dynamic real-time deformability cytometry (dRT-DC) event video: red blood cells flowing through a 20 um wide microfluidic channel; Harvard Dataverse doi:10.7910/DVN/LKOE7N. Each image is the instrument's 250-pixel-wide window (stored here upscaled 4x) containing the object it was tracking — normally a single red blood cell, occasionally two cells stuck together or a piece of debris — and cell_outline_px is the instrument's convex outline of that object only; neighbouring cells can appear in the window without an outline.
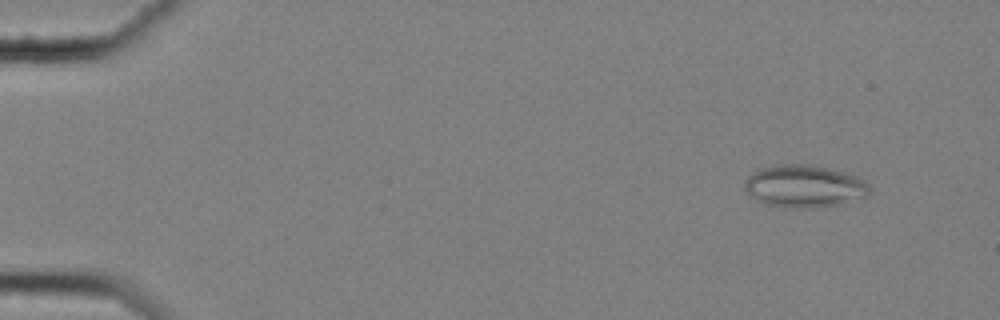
{"species": "common noctule bat (a hibernating species)", "species_latin": "Nyctalus noctula", "temperature_condition": "cold", "stored_images_in_passage": 56, "camera_frame_rate_fps": 3000, "um_per_image_px": 0.085, "animal": {"sex": "female", "body_mass_g": 25.1}, "frame": {"image": 1, "passage_image": 3, "time_ms": 0.667, "image_size_px": [1000, 320], "cell_outline_px": [[868, 196], [844, 204], [812, 208], [788, 208], [764, 204], [748, 196], [744, 188], [744, 180], [748, 176], [764, 168], [796, 164], [800, 164], [824, 168], [856, 176], [864, 180], [868, 184]], "centroid_in_image_um": [68.35, 15.88], "position_along_channel_um": 16.7, "area_um2": 30.52}}
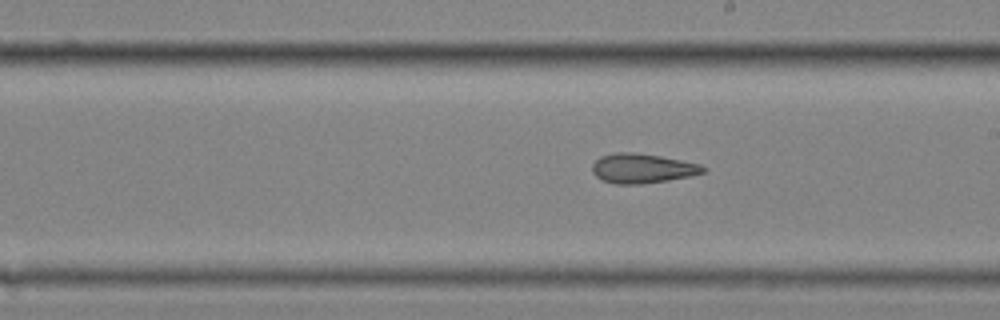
{"frame": {"image": 2, "passage_image": 32, "time_ms": 10.333, "image_size_px": [1000, 320], "cell_outline_px": [[708, 168], [704, 172], [688, 176], [668, 180], [640, 184], [616, 184], [604, 180], [596, 176], [592, 172], [592, 164], [600, 156], [616, 152], [632, 152], [660, 156], [700, 164]], "centroid_in_image_um": [54.58, 14.3], "position_along_channel_um": 234.4, "area_um2": 18.96}}
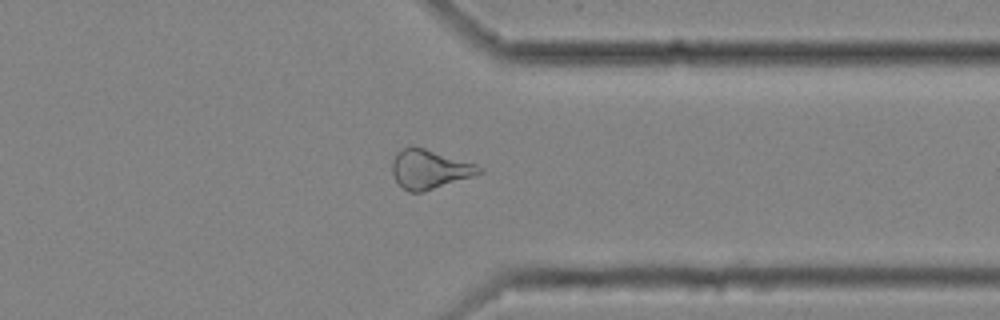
{"frame": {"image": 3, "passage_image": 44, "time_ms": 14.333, "image_size_px": [1000, 320], "cell_outline_px": [[484, 172], [424, 192], [408, 192], [396, 180], [392, 172], [392, 160], [396, 152], [404, 148], [424, 148], [476, 164], [484, 168]], "centroid_in_image_um": [36.52, 14.4], "position_along_channel_um": 374.9, "area_um2": 19.54}, "authors_computed_cell_mechanics": {"area_um2": 21.0681, "velocity_mm_per_s": 3.5252, "shape_relaxation_time_tau1_ms": null, "shape_relaxation_time_tau2_ms": 5.2217, "deformation_change_tau1": null, "deformation_change_tau2": 0.1521}}